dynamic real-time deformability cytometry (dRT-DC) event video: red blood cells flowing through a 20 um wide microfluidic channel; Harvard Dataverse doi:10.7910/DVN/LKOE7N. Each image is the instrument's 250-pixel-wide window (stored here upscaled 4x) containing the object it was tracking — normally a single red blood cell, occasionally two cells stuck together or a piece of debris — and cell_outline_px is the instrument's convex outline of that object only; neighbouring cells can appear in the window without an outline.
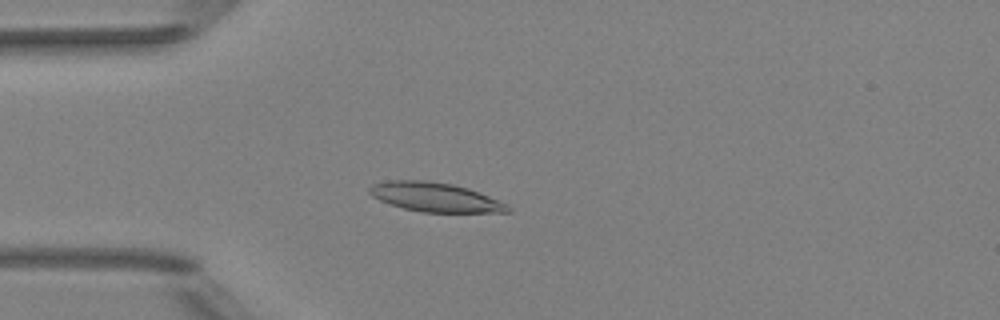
{"species": "Egyptian fruit bat (a non-hibernating species)", "species_latin": "Rousettus aegyptiacus", "temperature_condition": "room temperature", "stored_images_in_passage": 51, "camera_frame_rate_fps": 3000, "um_per_image_px": 0.085, "animal": {"sex": "female"}, "frame": {"image": 1, "passage_image": 14, "time_ms": 4.333, "image_size_px": [1000, 320], "cell_outline_px": [[512, 212], [420, 212], [404, 208], [380, 200], [372, 196], [368, 192], [368, 188], [372, 184], [388, 180], [424, 180], [452, 184], [468, 188], [508, 204], [512, 208]], "centroid_in_image_um": [36.99, 16.75], "position_along_channel_um": 48.0, "area_um2": 23.47}}
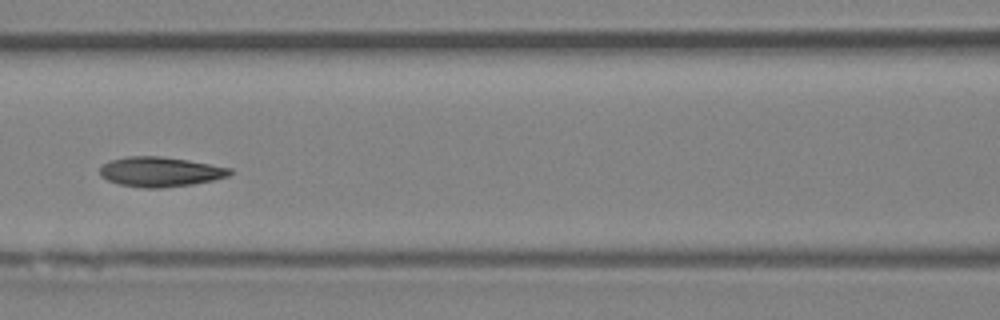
{"frame": {"image": 2, "passage_image": 23, "time_ms": 7.333, "image_size_px": [1000, 320], "cell_outline_px": [[232, 172], [228, 176], [212, 180], [192, 184], [164, 188], [140, 188], [120, 184], [108, 180], [100, 176], [100, 168], [108, 160], [128, 156], [160, 156], [188, 160], [232, 168]], "centroid_in_image_um": [13.6, 14.6], "position_along_channel_um": 153.0, "area_um2": 22.6}}
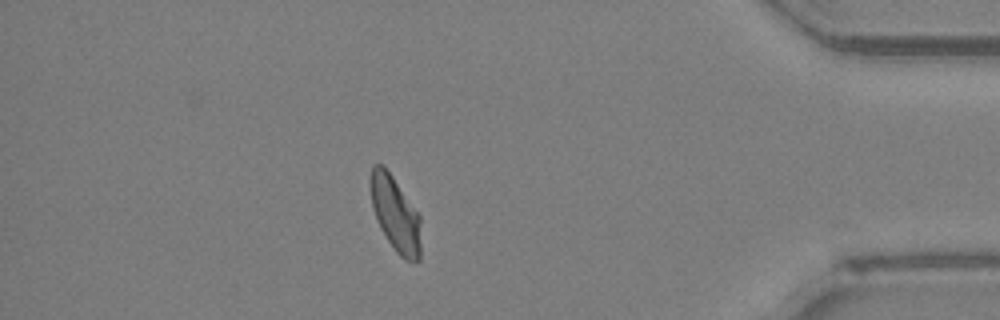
{"frame": {"image": 3, "passage_image": 45, "time_ms": 14.667, "image_size_px": [1000, 320], "cell_outline_px": [[420, 260], [404, 260], [396, 252], [380, 228], [376, 220], [372, 208], [372, 164], [384, 164], [420, 216]], "centroid_in_image_um": [33.62, 18.21], "position_along_channel_um": 401.6, "area_um2": 21.62}, "authors_computed_cell_mechanics": {"area_um2": 22.4842, "velocity_mm_per_s": 3.9721, "shape_relaxation_time_tau1_ms": 6.0722, "shape_relaxation_time_tau2_ms": 1.788, "deformation_change_tau1": 0.1595, "deformation_change_tau2": 0.0666}}